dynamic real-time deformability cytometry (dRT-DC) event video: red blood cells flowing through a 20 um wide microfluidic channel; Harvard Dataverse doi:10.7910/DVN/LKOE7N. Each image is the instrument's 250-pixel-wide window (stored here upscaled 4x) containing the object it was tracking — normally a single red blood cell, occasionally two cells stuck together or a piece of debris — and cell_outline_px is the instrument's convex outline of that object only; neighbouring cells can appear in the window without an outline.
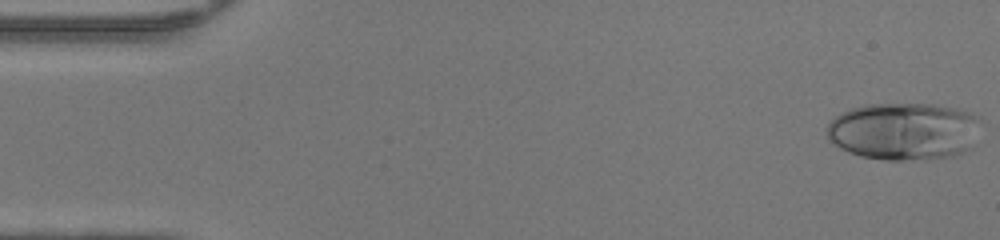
{"species": "human", "species_latin": "Homo sapiens", "temperature_condition": "warm", "stored_images_in_passage": 47, "camera_frame_rate_fps": 3000, "um_per_image_px": 0.085, "donor": {"sex": "female"}, "frame": {"image": 1, "passage_image": 1, "time_ms": 0.0, "image_size_px": [1000, 240], "cell_outline_px": [[980, 120], [972, 148], [956, 156], [904, 160], [884, 160], [860, 156], [848, 152], [840, 148], [828, 140], [828, 124], [836, 116], [852, 108], [864, 104], [932, 104], [956, 108], [972, 112], [980, 116]], "centroid_in_image_um": [76.86, 11.15], "position_along_channel_um": 8.1, "area_um2": 51.85}}
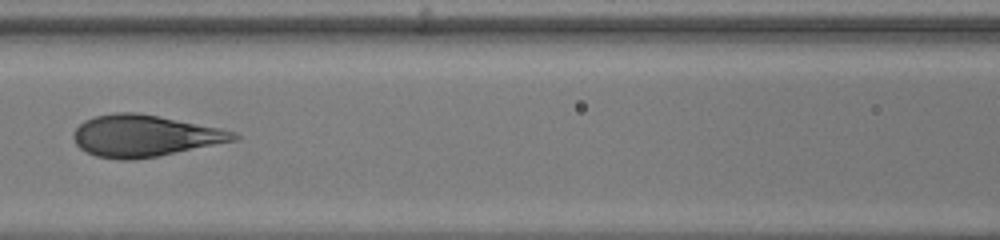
{"frame": {"image": 2, "passage_image": 21, "time_ms": 6.667, "image_size_px": [1000, 240], "cell_outline_px": [[240, 136], [236, 140], [156, 156], [132, 160], [124, 160], [96, 156], [80, 148], [76, 144], [72, 136], [76, 128], [84, 120], [96, 116], [116, 112], [136, 112], [220, 128], [236, 132]], "centroid_in_image_um": [12.26, 11.54], "position_along_channel_um": 154.3, "area_um2": 38.38}}
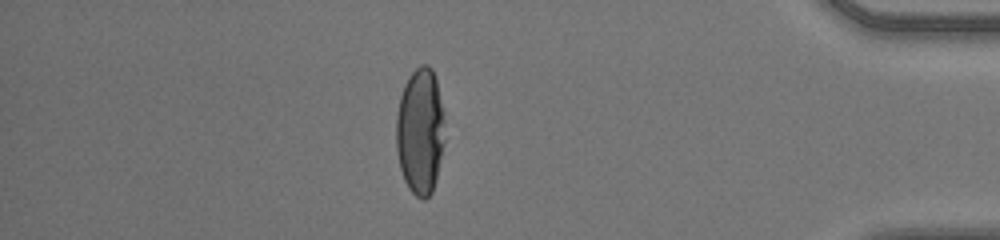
{"frame": {"image": 3, "passage_image": 41, "time_ms": 13.333, "image_size_px": [1000, 240], "cell_outline_px": [[444, 144], [436, 180], [432, 192], [424, 200], [420, 200], [408, 188], [404, 180], [400, 168], [396, 152], [396, 116], [400, 96], [404, 84], [408, 76], [420, 64], [428, 64], [432, 68], [436, 80], [444, 112]], "centroid_in_image_um": [35.71, 11.16], "position_along_channel_um": 399.5, "area_um2": 36.3}, "authors_computed_cell_mechanics": {"area_um2": 39.593, "velocity_mm_per_s": 4.3106, "shape_relaxation_time_tau1_ms": 6.5714, "shape_relaxation_time_tau2_ms": null, "deformation_change_tau1": 0.2967, "deformation_change_tau2": null}}